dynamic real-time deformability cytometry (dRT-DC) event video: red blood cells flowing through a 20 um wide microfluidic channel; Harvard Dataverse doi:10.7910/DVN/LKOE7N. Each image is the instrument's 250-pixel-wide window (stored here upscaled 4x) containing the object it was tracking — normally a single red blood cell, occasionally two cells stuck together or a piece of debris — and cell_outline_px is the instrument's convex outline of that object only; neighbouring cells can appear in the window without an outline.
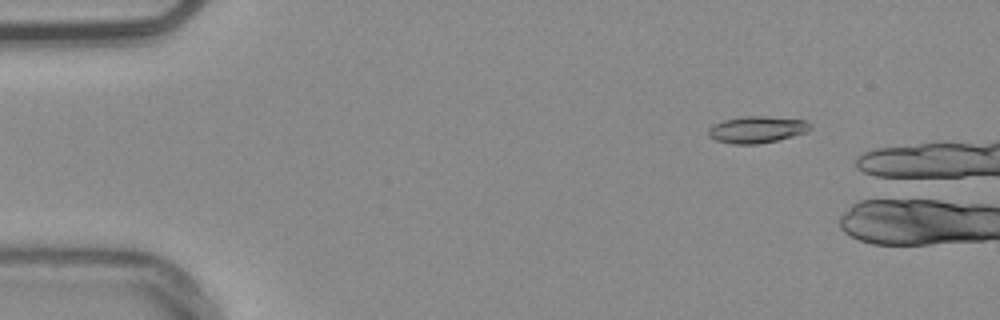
{"species": "common noctule bat (a hibernating species)", "species_latin": "Nyctalus noctula", "temperature_condition": "warm", "stored_images_in_passage": 9, "camera_frame_rate_fps": 3000, "um_per_image_px": 0.085, "animal": {"sex": "male", "body_mass_g": 20.4}, "frame": {"image": 1, "passage_image": 3, "time_ms": 0.667, "image_size_px": [1000, 320], "cell_outline_px": [[812, 128], [808, 132], [776, 140], [756, 144], [732, 144], [716, 140], [708, 136], [708, 128], [712, 124], [724, 120], [744, 116], [768, 116], [808, 120], [812, 124]], "centroid_in_image_um": [64.36, 11.0], "position_along_channel_um": 20.6, "area_um2": 16.07}}